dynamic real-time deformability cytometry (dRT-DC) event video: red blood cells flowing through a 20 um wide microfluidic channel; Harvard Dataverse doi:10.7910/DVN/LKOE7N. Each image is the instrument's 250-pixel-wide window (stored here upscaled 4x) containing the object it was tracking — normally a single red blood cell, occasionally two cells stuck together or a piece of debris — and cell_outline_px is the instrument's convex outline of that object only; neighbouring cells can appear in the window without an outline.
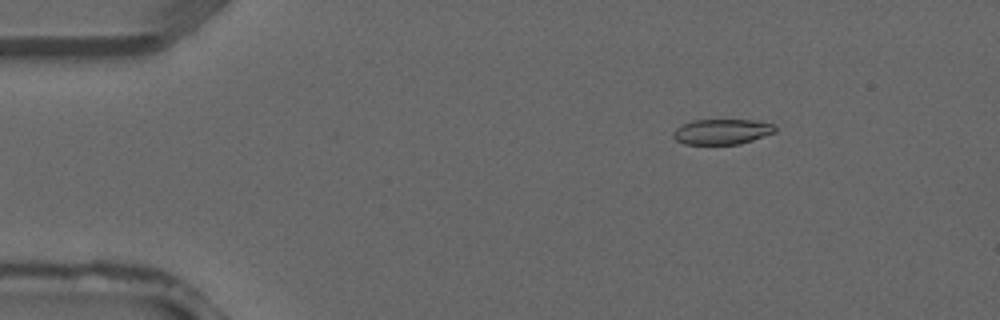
{"species": "common noctule bat (a hibernating species)", "species_latin": "Nyctalus noctula", "temperature_condition": "warm", "stored_images_in_passage": 33, "camera_frame_rate_fps": 3000, "um_per_image_px": 0.085, "animal": {"sex": "male", "forearm_length_mm": 52.5}, "frame": {"image": 1, "passage_image": 1, "time_ms": 0.0, "image_size_px": [1000, 320], "cell_outline_px": [[776, 132], [740, 144], [684, 144], [676, 140], [672, 136], [672, 132], [680, 124], [692, 120], [752, 120], [772, 124], [776, 128]], "centroid_in_image_um": [61.32, 11.19], "position_along_channel_um": 23.7, "area_um2": 15.09}}
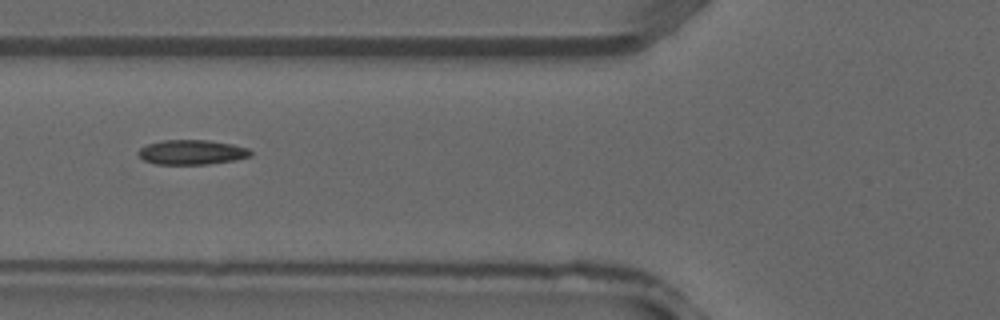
{"frame": {"image": 2, "passage_image": 10, "time_ms": 3.0, "image_size_px": [1000, 320], "cell_outline_px": [[252, 156], [236, 160], [208, 164], [156, 164], [144, 160], [136, 152], [140, 148], [148, 144], [164, 140], [208, 140], [232, 144], [248, 148], [252, 152]], "centroid_in_image_um": [16.33, 12.94], "position_along_channel_um": 109.5, "area_um2": 16.18}}
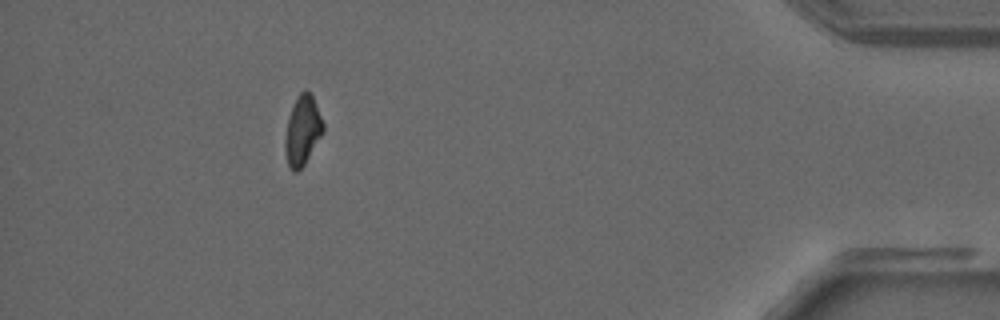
{"frame": {"image": 3, "passage_image": 30, "time_ms": 9.667, "image_size_px": [1000, 320], "cell_outline_px": [[324, 132], [304, 164], [296, 172], [292, 172], [288, 164], [284, 148], [284, 140], [288, 116], [296, 96], [304, 88], [312, 96], [324, 124]], "centroid_in_image_um": [25.69, 11.08], "position_along_channel_um": 409.5, "area_um2": 15.43}}